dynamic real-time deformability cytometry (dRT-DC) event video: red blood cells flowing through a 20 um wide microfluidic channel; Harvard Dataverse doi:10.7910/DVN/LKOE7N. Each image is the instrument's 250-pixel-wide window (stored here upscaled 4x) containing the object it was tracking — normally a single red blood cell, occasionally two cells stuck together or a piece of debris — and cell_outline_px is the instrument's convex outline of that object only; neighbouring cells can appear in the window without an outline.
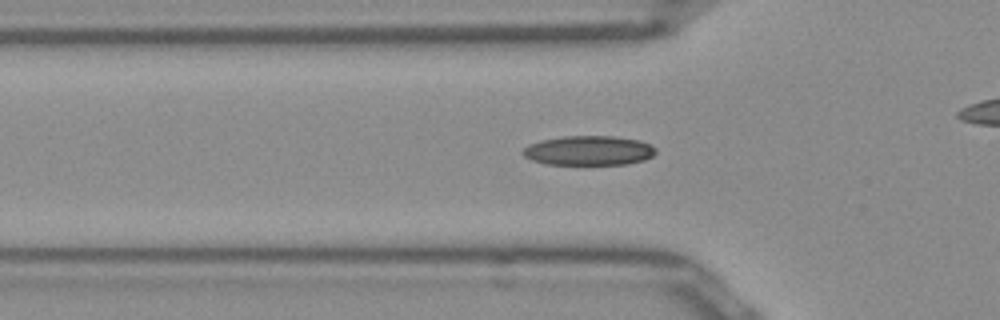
{"species": "Egyptian fruit bat (a non-hibernating species)", "species_latin": "Rousettus aegyptiacus", "temperature_condition": "room temperature", "stored_images_in_passage": 52, "camera_frame_rate_fps": 3000, "um_per_image_px": 0.085, "frame": {"image": 1, "passage_image": 16, "time_ms": 5.0, "image_size_px": [1000, 320], "cell_outline_px": [[656, 152], [652, 156], [644, 160], [628, 164], [548, 164], [532, 160], [524, 156], [520, 152], [528, 144], [540, 140], [564, 136], [616, 136], [640, 140], [652, 144], [656, 148]], "centroid_in_image_um": [50.06, 12.79], "position_along_channel_um": 75.7, "area_um2": 23.06}}
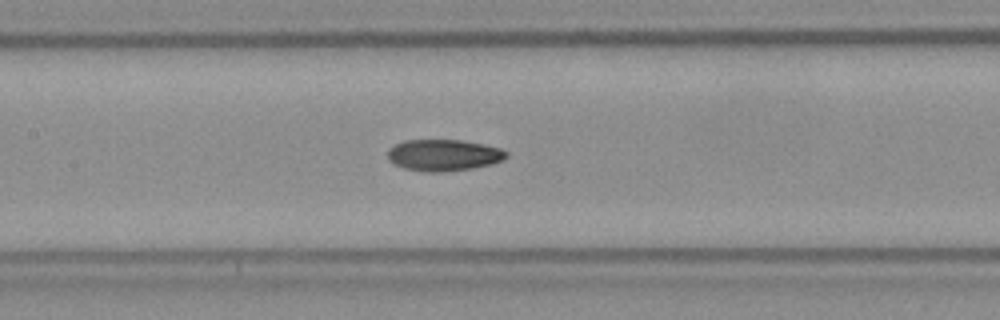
{"frame": {"image": 2, "passage_image": 23, "time_ms": 7.333, "image_size_px": [1000, 320], "cell_outline_px": [[508, 156], [504, 160], [492, 164], [472, 168], [444, 172], [424, 172], [404, 168], [392, 164], [388, 160], [388, 148], [404, 140], [460, 140], [484, 144], [500, 148], [508, 152]], "centroid_in_image_um": [37.7, 13.19], "position_along_channel_um": 169.7, "area_um2": 22.02}}
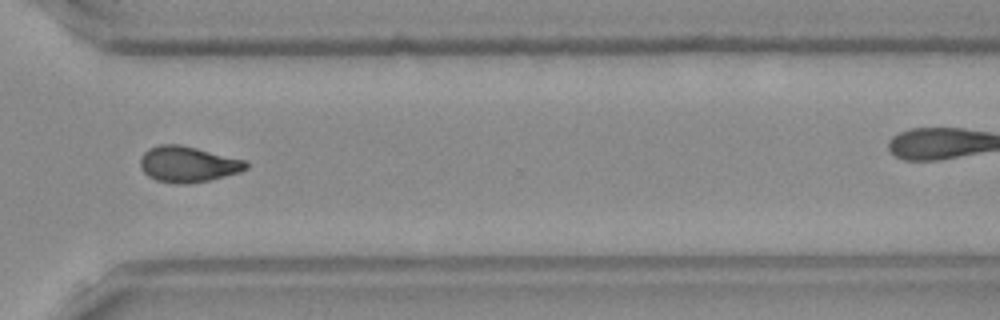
{"frame": {"image": 3, "passage_image": 37, "time_ms": 12.0, "image_size_px": [1000, 320], "cell_outline_px": [[248, 168], [240, 172], [208, 180], [184, 184], [176, 184], [156, 180], [148, 176], [140, 168], [140, 156], [148, 148], [160, 144], [180, 144], [244, 160], [248, 164]], "centroid_in_image_um": [15.92, 13.95], "position_along_channel_um": 354.7, "area_um2": 22.02}, "authors_computed_cell_mechanics": {"area_um2": 21.5594, "velocity_mm_per_s": 3.964, "shape_relaxation_time_tau1_ms": null, "shape_relaxation_time_tau2_ms": 3.9979, "deformation_change_tau1": null, "deformation_change_tau2": 0.1011}}